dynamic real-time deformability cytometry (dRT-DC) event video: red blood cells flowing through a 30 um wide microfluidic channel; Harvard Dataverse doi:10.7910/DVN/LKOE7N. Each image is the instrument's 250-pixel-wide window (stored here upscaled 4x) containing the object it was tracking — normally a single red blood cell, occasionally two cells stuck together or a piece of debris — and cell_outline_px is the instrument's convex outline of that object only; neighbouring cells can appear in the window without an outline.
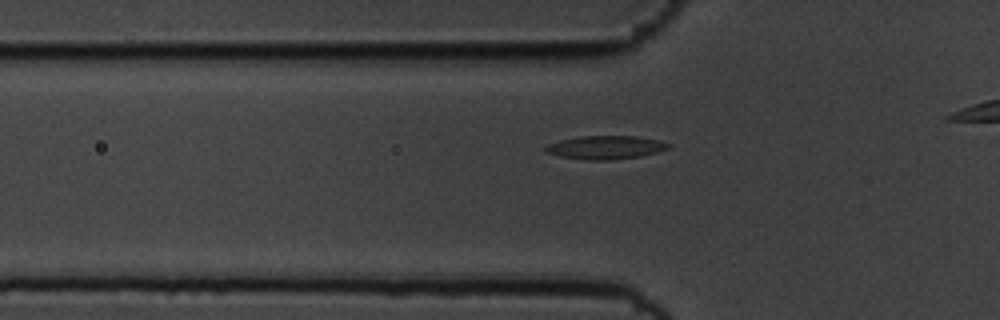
{"species": "common noctule bat (a hibernating species)", "species_latin": "Nyctalus noctula", "temperature_condition": "cold", "stored_images_in_passage": 42, "segment_of_instrument_passage": [1, 2], "camera_frame_rate_fps": 3000, "um_per_image_px": 0.085, "animal": {"sex": "male", "body_mass_g": 19.5, "forearm_length_mm": 54.6}, "frame": {"image": 1, "passage_image": 14, "time_ms": 4.333, "image_size_px": [1000, 320], "cell_outline_px": [[672, 144], [668, 148], [656, 152], [640, 156], [608, 160], [588, 160], [560, 156], [544, 152], [540, 148], [548, 144], [560, 140], [580, 136], [636, 136], [660, 140]], "centroid_in_image_um": [51.43, 12.52], "position_along_channel_um": 74.4, "area_um2": 16.82}}
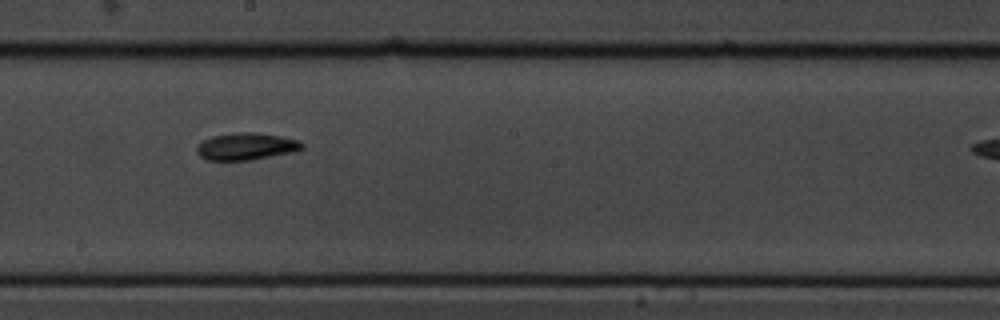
{"frame": {"image": 2, "passage_image": 27, "time_ms": 8.667, "image_size_px": [1000, 320], "cell_outline_px": [[304, 148], [292, 152], [252, 160], [208, 160], [200, 156], [196, 152], [196, 148], [204, 140], [212, 136], [236, 132], [256, 132], [280, 136], [300, 140], [304, 144]], "centroid_in_image_um": [20.95, 12.44], "position_along_channel_um": 227.3, "area_um2": 16.65}}
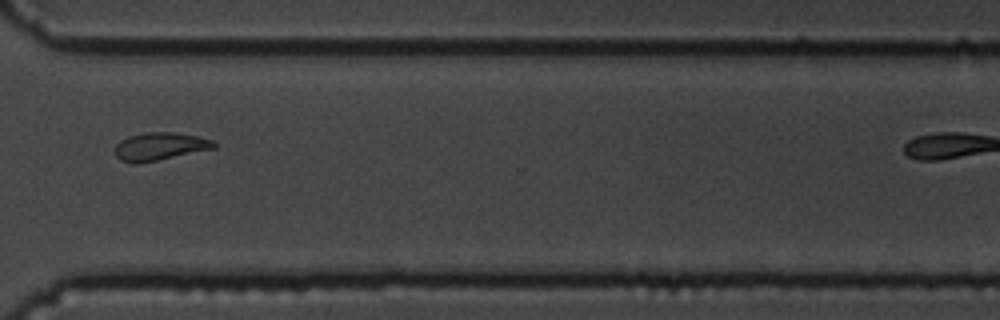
{"frame": {"image": 3, "passage_image": 38, "time_ms": 12.333, "image_size_px": [1000, 320], "cell_outline_px": [[216, 148], [136, 164], [132, 164], [120, 160], [116, 156], [116, 144], [120, 140], [128, 136], [148, 132], [176, 132], [200, 136], [212, 140], [216, 144]], "centroid_in_image_um": [13.59, 12.44], "position_along_channel_um": 357.0, "area_um2": 16.07}}